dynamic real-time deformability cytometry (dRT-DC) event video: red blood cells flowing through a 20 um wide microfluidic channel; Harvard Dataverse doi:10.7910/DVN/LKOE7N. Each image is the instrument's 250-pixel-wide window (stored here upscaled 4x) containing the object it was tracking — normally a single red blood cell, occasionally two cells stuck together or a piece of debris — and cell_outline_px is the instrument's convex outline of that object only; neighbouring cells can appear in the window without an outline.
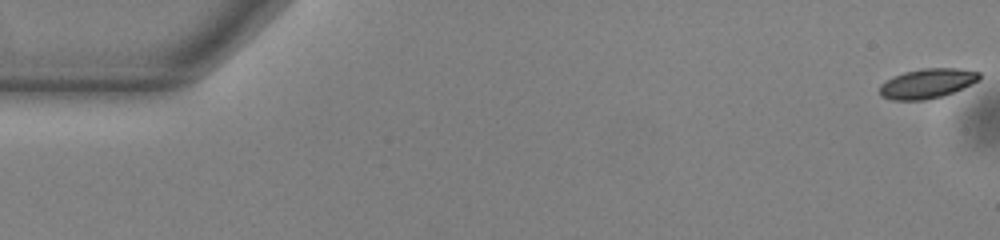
{"species": "common noctule bat (a hibernating species)", "species_latin": "Nyctalus noctula", "temperature_condition": "warm", "stored_images_in_passage": 55, "camera_frame_rate_fps": 3000, "um_per_image_px": 0.085, "animal": {"sex": "male", "body_mass_g": 13.0, "forearm_length_mm": 53.1}, "frame": {"image": 1, "passage_image": 1, "time_ms": 0.0, "image_size_px": [1000, 240], "cell_outline_px": [[980, 80], [944, 96], [924, 100], [892, 100], [880, 96], [880, 84], [884, 80], [892, 76], [904, 72], [920, 68], [956, 68], [980, 72]], "centroid_in_image_um": [78.78, 7.09], "position_along_channel_um": 6.2, "area_um2": 17.46}}
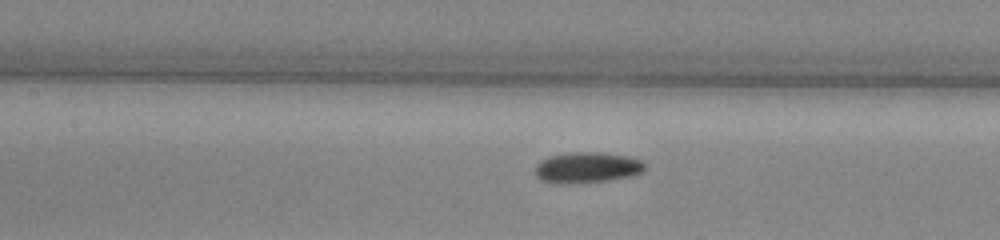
{"frame": {"image": 2, "passage_image": 25, "time_ms": 8.0, "image_size_px": [1000, 240], "cell_outline_px": [[648, 168], [644, 172], [632, 176], [608, 180], [568, 184], [560, 184], [540, 180], [536, 176], [536, 164], [540, 160], [548, 156], [572, 152], [600, 152], [628, 156], [640, 160]], "centroid_in_image_um": [49.91, 14.24], "position_along_channel_um": 157.5, "area_um2": 19.94}}
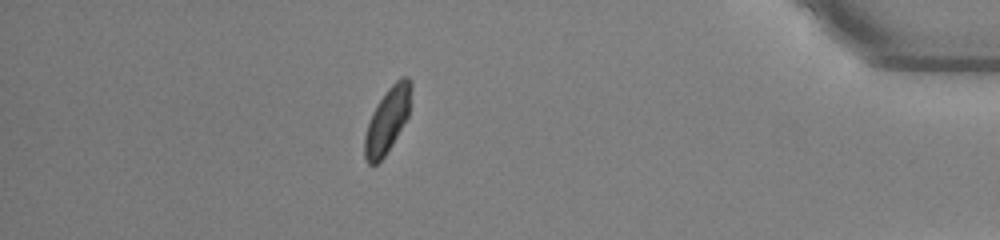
{"frame": {"image": 3, "passage_image": 48, "time_ms": 15.667, "image_size_px": [1000, 240], "cell_outline_px": [[412, 88], [408, 116], [392, 144], [384, 156], [376, 164], [368, 164], [364, 156], [364, 136], [372, 112], [388, 88], [400, 76], [408, 76], [412, 84]], "centroid_in_image_um": [32.93, 10.19], "position_along_channel_um": 402.3, "area_um2": 17.46}, "authors_computed_cell_mechanics": {"area_um2": 17.8602, "velocity_mm_per_s": 3.8121, "shape_relaxation_time_tau1_ms": 3.9093, "shape_relaxation_time_tau2_ms": 3.0768, "deformation_change_tau1": 0.119, "deformation_change_tau2": 0.0654}}